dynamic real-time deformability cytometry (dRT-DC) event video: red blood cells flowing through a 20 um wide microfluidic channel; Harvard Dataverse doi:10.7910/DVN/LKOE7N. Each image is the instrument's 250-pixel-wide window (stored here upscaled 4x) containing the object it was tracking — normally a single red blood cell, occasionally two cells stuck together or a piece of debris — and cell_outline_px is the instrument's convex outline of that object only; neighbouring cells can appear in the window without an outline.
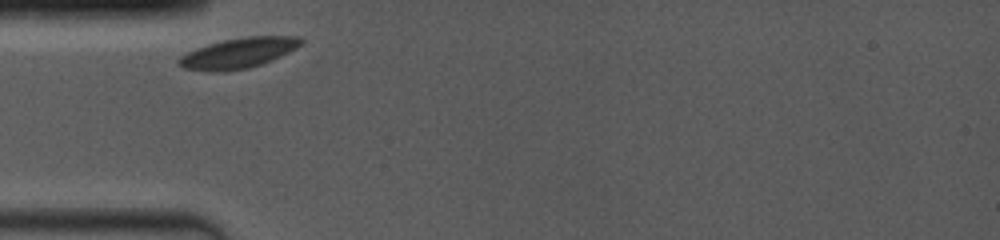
{"species": "common noctule bat (a hibernating species)", "species_latin": "Nyctalus noctula", "temperature_condition": "room temperature", "stored_images_in_passage": 4, "camera_frame_rate_fps": 4000, "um_per_image_px": 0.085, "animal": {"sex": "female", "body_mass_g": 19.0, "forearm_length_mm": 53.3}, "frame": {"image": 1, "passage_image": 1, "time_ms": 0.0, "image_size_px": [1000, 240], "cell_outline_px": [[304, 40], [296, 48], [272, 60], [248, 68], [224, 72], [204, 72], [184, 68], [176, 64], [176, 60], [180, 56], [196, 48], [208, 44], [224, 40], [244, 36], [300, 36]], "centroid_in_image_um": [20.21, 4.52], "position_along_channel_um": 64.8, "area_um2": 21.79}}
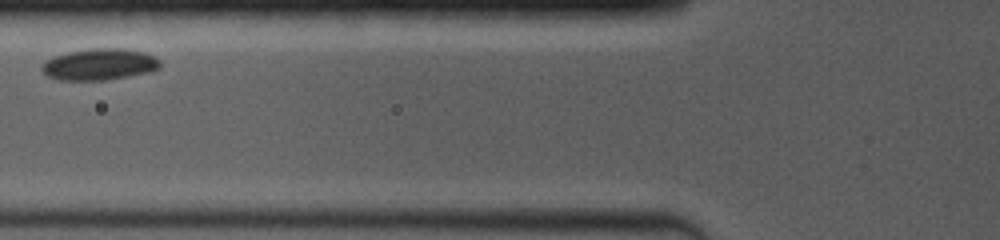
{"frame": {"image": 2, "passage_image": 3, "time_ms": 1.5, "image_size_px": [1000, 240], "cell_outline_px": [[160, 68], [152, 72], [104, 80], [60, 80], [48, 76], [40, 68], [40, 64], [56, 56], [68, 52], [96, 48], [124, 48], [144, 52], [160, 60]], "centroid_in_image_um": [8.48, 5.47], "position_along_channel_um": 117.3, "area_um2": 21.62}}